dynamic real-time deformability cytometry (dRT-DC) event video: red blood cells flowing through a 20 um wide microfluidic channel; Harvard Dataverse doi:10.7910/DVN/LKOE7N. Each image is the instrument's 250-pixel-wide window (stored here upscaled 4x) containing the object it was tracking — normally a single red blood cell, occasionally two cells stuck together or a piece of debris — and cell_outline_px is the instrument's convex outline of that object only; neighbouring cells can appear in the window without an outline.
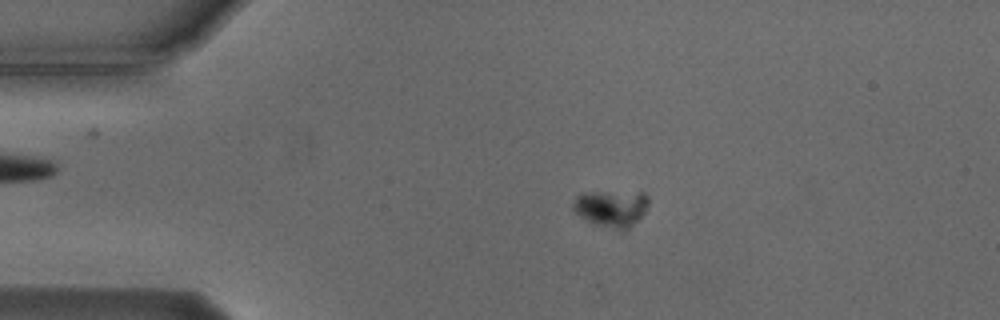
{"species": "Egyptian fruit bat (a non-hibernating species)", "species_latin": "Rousettus aegyptiacus", "temperature_condition": "cold", "stored_images_in_passage": 47, "camera_frame_rate_fps": 3000, "um_per_image_px": 0.085, "animal": {"sex": "male"}, "frame": {"image": 1, "passage_image": 3, "time_ms": 0.667, "image_size_px": [1000, 320], "cell_outline_px": [[648, 204], [644, 212], [628, 228], [620, 232], [592, 224], [580, 216], [572, 208], [572, 204], [576, 196], [580, 192], [644, 192], [648, 196]], "centroid_in_image_um": [51.93, 17.71], "position_along_channel_um": 33.1, "area_um2": 16.42}}
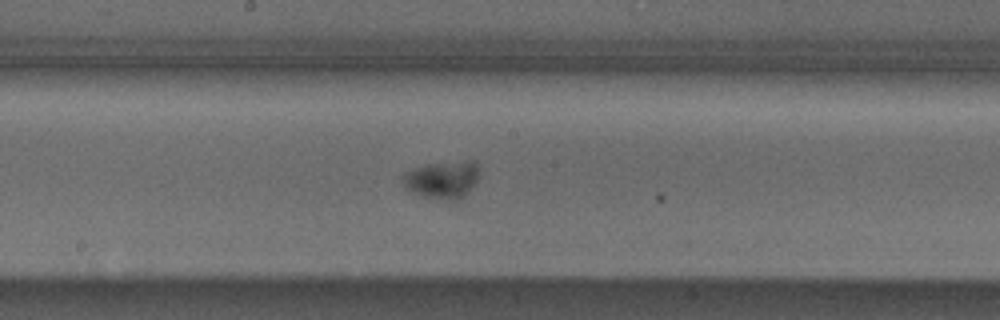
{"frame": {"image": 2, "passage_image": 21, "time_ms": 6.667, "image_size_px": [1000, 320], "cell_outline_px": [[480, 176], [472, 188], [460, 200], [444, 200], [420, 196], [404, 188], [400, 180], [400, 176], [404, 172], [428, 164], [468, 160], [476, 160]], "centroid_in_image_um": [37.59, 15.28], "position_along_channel_um": 210.6, "area_um2": 17.22}}
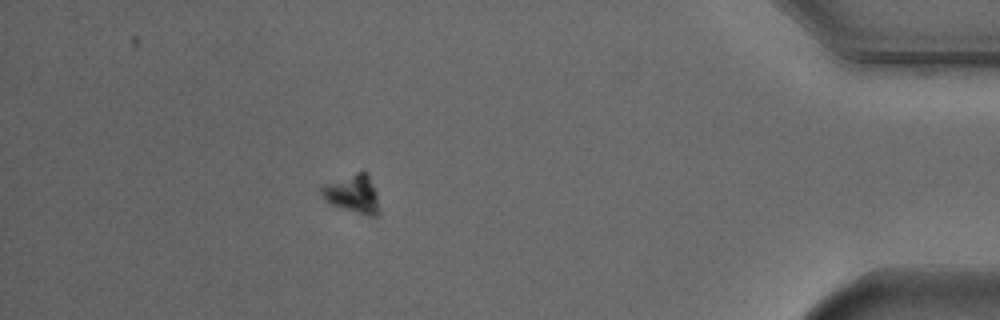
{"frame": {"image": 3, "passage_image": 41, "time_ms": 13.333, "image_size_px": [1000, 320], "cell_outline_px": [[380, 212], [376, 216], [368, 216], [332, 204], [324, 200], [320, 192], [320, 188], [324, 184], [356, 172], [364, 172], [368, 176], [376, 192], [380, 208]], "centroid_in_image_um": [29.98, 16.49], "position_along_channel_um": 405.2, "area_um2": 12.72}, "authors_computed_cell_mechanics": {"area_um2": 16.184, "velocity_mm_per_s": 3.6691, "shape_relaxation_time_tau1_ms": 2.9013, "shape_relaxation_time_tau2_ms": null, "deformation_change_tau1": 0.0879, "deformation_change_tau2": null}}